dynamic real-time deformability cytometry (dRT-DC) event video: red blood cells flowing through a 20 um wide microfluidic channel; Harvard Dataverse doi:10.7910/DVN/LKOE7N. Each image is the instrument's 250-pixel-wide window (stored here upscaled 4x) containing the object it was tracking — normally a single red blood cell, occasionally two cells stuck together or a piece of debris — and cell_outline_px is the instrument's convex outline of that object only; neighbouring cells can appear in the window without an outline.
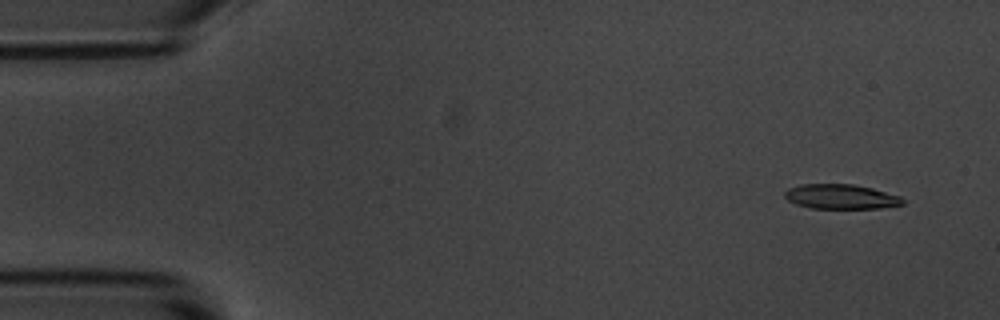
{"species": "common noctule bat (a hibernating species)", "species_latin": "Nyctalus noctula", "temperature_condition": "room temperature", "stored_images_in_passage": 4, "camera_frame_rate_fps": 3000, "um_per_image_px": 0.085, "animal": {"sex": "male", "body_mass_g": 20.1, "forearm_length_mm": 53.5}, "frame": {"image": 1, "passage_image": 1, "time_ms": 0.0, "image_size_px": [1000, 320], "cell_outline_px": [[904, 204], [880, 208], [812, 208], [796, 204], [788, 200], [784, 196], [784, 192], [788, 188], [800, 184], [852, 184], [872, 188], [900, 196], [904, 200]], "centroid_in_image_um": [71.46, 16.71], "position_along_channel_um": 13.5, "area_um2": 16.94}}
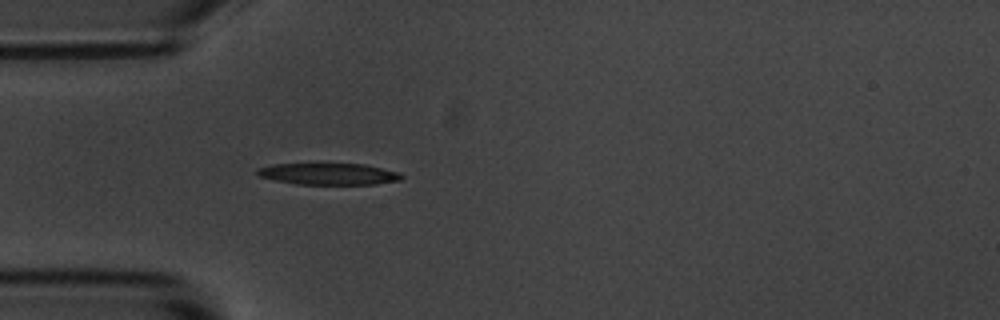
{"frame": {"image": 2, "passage_image": 4, "time_ms": 4.0, "image_size_px": [1000, 320], "cell_outline_px": [[404, 176], [400, 180], [376, 184], [296, 184], [276, 180], [260, 176], [256, 172], [256, 168], [272, 164], [364, 164], [400, 172]], "centroid_in_image_um": [27.95, 14.78], "position_along_channel_um": 57.0, "area_um2": 18.03}}